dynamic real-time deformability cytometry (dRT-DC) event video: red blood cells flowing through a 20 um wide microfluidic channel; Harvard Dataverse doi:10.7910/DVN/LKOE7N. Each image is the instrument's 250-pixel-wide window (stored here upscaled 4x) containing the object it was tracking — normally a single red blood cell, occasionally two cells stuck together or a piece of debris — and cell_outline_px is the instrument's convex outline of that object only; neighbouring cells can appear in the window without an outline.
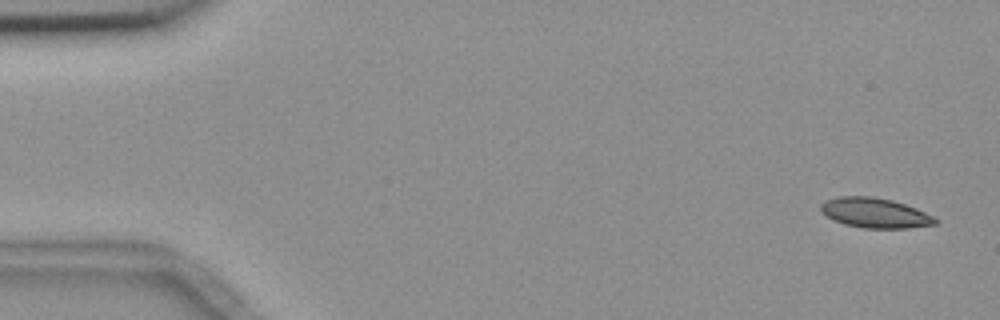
{"species": "common noctule bat (a hibernating species)", "species_latin": "Nyctalus noctula", "temperature_condition": "room temperature", "stored_images_in_passage": 57, "camera_frame_rate_fps": 3000, "um_per_image_px": 0.085, "animal": {"sex": "female", "body_mass_g": 18.4}, "frame": {"image": 1, "passage_image": 3, "time_ms": 0.667, "image_size_px": [1000, 320], "cell_outline_px": [[940, 220], [936, 224], [908, 228], [864, 228], [844, 224], [820, 212], [820, 204], [824, 200], [836, 196], [872, 196], [892, 200], [916, 208]], "centroid_in_image_um": [74.35, 18.09], "position_along_channel_um": 10.6, "area_um2": 20.0}}
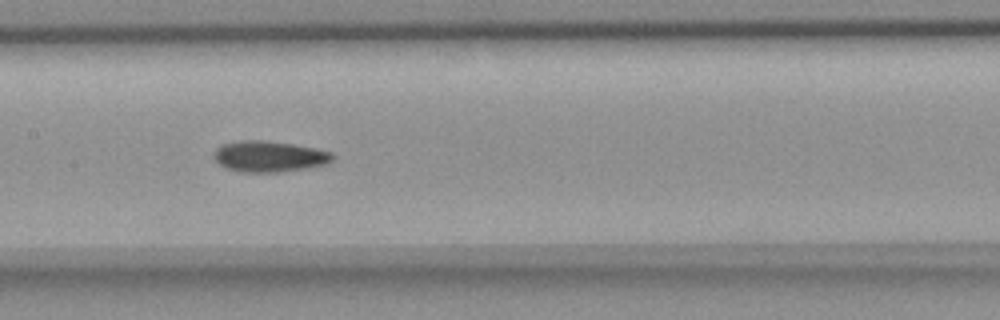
{"frame": {"image": 2, "passage_image": 28, "time_ms": 9.0, "image_size_px": [1000, 320], "cell_outline_px": [[336, 156], [328, 164], [308, 168], [276, 172], [240, 172], [228, 168], [220, 164], [212, 156], [216, 148], [220, 144], [240, 140], [264, 140], [292, 144], [316, 148], [332, 152]], "centroid_in_image_um": [22.9, 13.29], "position_along_channel_um": 184.5, "area_um2": 21.62}}
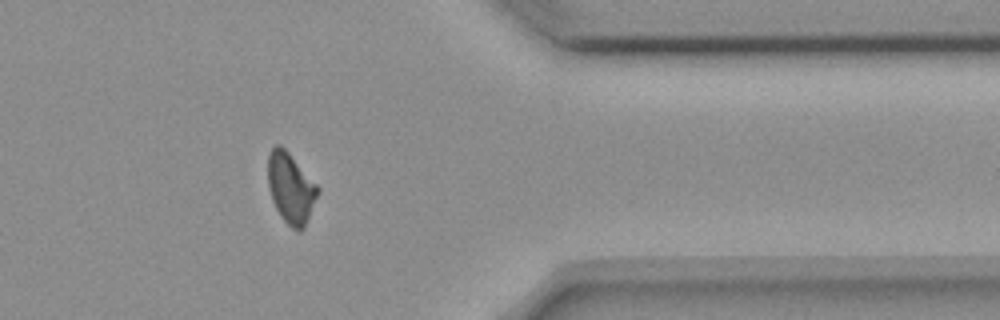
{"frame": {"image": 3, "passage_image": 46, "time_ms": 15.0, "image_size_px": [1000, 320], "cell_outline_px": [[320, 192], [304, 228], [300, 232], [292, 228], [280, 216], [272, 200], [268, 184], [268, 156], [272, 148], [276, 144], [280, 144], [288, 152], [320, 188]], "centroid_in_image_um": [24.72, 16.0], "position_along_channel_um": 386.7, "area_um2": 20.4}, "authors_computed_cell_mechanics": {"area_um2": 20.4034, "velocity_mm_per_s": 3.6447, "shape_relaxation_time_tau1_ms": null, "shape_relaxation_time_tau2_ms": 3.8749, "deformation_change_tau1": null, "deformation_change_tau2": 0.0924}}